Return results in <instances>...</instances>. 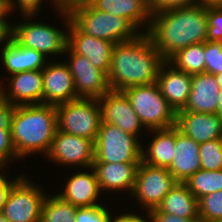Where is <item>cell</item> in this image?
<instances>
[{
    "label": "cell",
    "instance_id": "cell-8",
    "mask_svg": "<svg viewBox=\"0 0 222 222\" xmlns=\"http://www.w3.org/2000/svg\"><path fill=\"white\" fill-rule=\"evenodd\" d=\"M45 193L25 175L13 184L0 210L8 222H40Z\"/></svg>",
    "mask_w": 222,
    "mask_h": 222
},
{
    "label": "cell",
    "instance_id": "cell-28",
    "mask_svg": "<svg viewBox=\"0 0 222 222\" xmlns=\"http://www.w3.org/2000/svg\"><path fill=\"white\" fill-rule=\"evenodd\" d=\"M197 200L201 197L222 190V169H200L184 182Z\"/></svg>",
    "mask_w": 222,
    "mask_h": 222
},
{
    "label": "cell",
    "instance_id": "cell-4",
    "mask_svg": "<svg viewBox=\"0 0 222 222\" xmlns=\"http://www.w3.org/2000/svg\"><path fill=\"white\" fill-rule=\"evenodd\" d=\"M71 21L84 33L114 44L135 39L141 33L124 17L95 9L87 0L66 6Z\"/></svg>",
    "mask_w": 222,
    "mask_h": 222
},
{
    "label": "cell",
    "instance_id": "cell-25",
    "mask_svg": "<svg viewBox=\"0 0 222 222\" xmlns=\"http://www.w3.org/2000/svg\"><path fill=\"white\" fill-rule=\"evenodd\" d=\"M155 136L147 151L142 147V162L161 168H169L175 153V126L166 129H152Z\"/></svg>",
    "mask_w": 222,
    "mask_h": 222
},
{
    "label": "cell",
    "instance_id": "cell-19",
    "mask_svg": "<svg viewBox=\"0 0 222 222\" xmlns=\"http://www.w3.org/2000/svg\"><path fill=\"white\" fill-rule=\"evenodd\" d=\"M191 92L181 111L216 114L221 88L215 75L199 73L191 77Z\"/></svg>",
    "mask_w": 222,
    "mask_h": 222
},
{
    "label": "cell",
    "instance_id": "cell-36",
    "mask_svg": "<svg viewBox=\"0 0 222 222\" xmlns=\"http://www.w3.org/2000/svg\"><path fill=\"white\" fill-rule=\"evenodd\" d=\"M197 0H148V9L151 15L161 11L193 6Z\"/></svg>",
    "mask_w": 222,
    "mask_h": 222
},
{
    "label": "cell",
    "instance_id": "cell-38",
    "mask_svg": "<svg viewBox=\"0 0 222 222\" xmlns=\"http://www.w3.org/2000/svg\"><path fill=\"white\" fill-rule=\"evenodd\" d=\"M146 215L149 222H201L200 217L181 218L165 212H148Z\"/></svg>",
    "mask_w": 222,
    "mask_h": 222
},
{
    "label": "cell",
    "instance_id": "cell-27",
    "mask_svg": "<svg viewBox=\"0 0 222 222\" xmlns=\"http://www.w3.org/2000/svg\"><path fill=\"white\" fill-rule=\"evenodd\" d=\"M168 62L189 75L205 73L204 42L179 50Z\"/></svg>",
    "mask_w": 222,
    "mask_h": 222
},
{
    "label": "cell",
    "instance_id": "cell-46",
    "mask_svg": "<svg viewBox=\"0 0 222 222\" xmlns=\"http://www.w3.org/2000/svg\"><path fill=\"white\" fill-rule=\"evenodd\" d=\"M79 0H58V2L63 6L66 7L68 4L72 3V2H76Z\"/></svg>",
    "mask_w": 222,
    "mask_h": 222
},
{
    "label": "cell",
    "instance_id": "cell-10",
    "mask_svg": "<svg viewBox=\"0 0 222 222\" xmlns=\"http://www.w3.org/2000/svg\"><path fill=\"white\" fill-rule=\"evenodd\" d=\"M12 37L26 48L34 49L44 56L64 54L67 46V31L64 33L50 24L24 22L12 25Z\"/></svg>",
    "mask_w": 222,
    "mask_h": 222
},
{
    "label": "cell",
    "instance_id": "cell-18",
    "mask_svg": "<svg viewBox=\"0 0 222 222\" xmlns=\"http://www.w3.org/2000/svg\"><path fill=\"white\" fill-rule=\"evenodd\" d=\"M175 126L198 144L222 138V118L217 114L179 111Z\"/></svg>",
    "mask_w": 222,
    "mask_h": 222
},
{
    "label": "cell",
    "instance_id": "cell-26",
    "mask_svg": "<svg viewBox=\"0 0 222 222\" xmlns=\"http://www.w3.org/2000/svg\"><path fill=\"white\" fill-rule=\"evenodd\" d=\"M149 212H165L181 218L199 217L198 200L185 183L179 182L164 196L160 205Z\"/></svg>",
    "mask_w": 222,
    "mask_h": 222
},
{
    "label": "cell",
    "instance_id": "cell-13",
    "mask_svg": "<svg viewBox=\"0 0 222 222\" xmlns=\"http://www.w3.org/2000/svg\"><path fill=\"white\" fill-rule=\"evenodd\" d=\"M47 158L61 165L90 168L94 162V141L56 130Z\"/></svg>",
    "mask_w": 222,
    "mask_h": 222
},
{
    "label": "cell",
    "instance_id": "cell-33",
    "mask_svg": "<svg viewBox=\"0 0 222 222\" xmlns=\"http://www.w3.org/2000/svg\"><path fill=\"white\" fill-rule=\"evenodd\" d=\"M103 205L91 207H78L76 212V222H111V215Z\"/></svg>",
    "mask_w": 222,
    "mask_h": 222
},
{
    "label": "cell",
    "instance_id": "cell-21",
    "mask_svg": "<svg viewBox=\"0 0 222 222\" xmlns=\"http://www.w3.org/2000/svg\"><path fill=\"white\" fill-rule=\"evenodd\" d=\"M200 169L199 144L175 126V153L169 172L184 183Z\"/></svg>",
    "mask_w": 222,
    "mask_h": 222
},
{
    "label": "cell",
    "instance_id": "cell-9",
    "mask_svg": "<svg viewBox=\"0 0 222 222\" xmlns=\"http://www.w3.org/2000/svg\"><path fill=\"white\" fill-rule=\"evenodd\" d=\"M179 181L173 177L167 168L154 167L140 162L132 194L145 211L156 209L164 196L172 190Z\"/></svg>",
    "mask_w": 222,
    "mask_h": 222
},
{
    "label": "cell",
    "instance_id": "cell-12",
    "mask_svg": "<svg viewBox=\"0 0 222 222\" xmlns=\"http://www.w3.org/2000/svg\"><path fill=\"white\" fill-rule=\"evenodd\" d=\"M65 53H69V63L66 64L73 76L77 98L98 100L111 90L105 72L94 67L86 57L74 53L68 46Z\"/></svg>",
    "mask_w": 222,
    "mask_h": 222
},
{
    "label": "cell",
    "instance_id": "cell-30",
    "mask_svg": "<svg viewBox=\"0 0 222 222\" xmlns=\"http://www.w3.org/2000/svg\"><path fill=\"white\" fill-rule=\"evenodd\" d=\"M201 169H222V138L199 144Z\"/></svg>",
    "mask_w": 222,
    "mask_h": 222
},
{
    "label": "cell",
    "instance_id": "cell-20",
    "mask_svg": "<svg viewBox=\"0 0 222 222\" xmlns=\"http://www.w3.org/2000/svg\"><path fill=\"white\" fill-rule=\"evenodd\" d=\"M140 162L108 163L93 162L101 191H123L132 193Z\"/></svg>",
    "mask_w": 222,
    "mask_h": 222
},
{
    "label": "cell",
    "instance_id": "cell-23",
    "mask_svg": "<svg viewBox=\"0 0 222 222\" xmlns=\"http://www.w3.org/2000/svg\"><path fill=\"white\" fill-rule=\"evenodd\" d=\"M95 9L126 18L138 31H148L151 13L148 0H87ZM147 23V24H146ZM144 25V26H143ZM140 27V28H139Z\"/></svg>",
    "mask_w": 222,
    "mask_h": 222
},
{
    "label": "cell",
    "instance_id": "cell-24",
    "mask_svg": "<svg viewBox=\"0 0 222 222\" xmlns=\"http://www.w3.org/2000/svg\"><path fill=\"white\" fill-rule=\"evenodd\" d=\"M1 53L2 63L11 75L24 71L42 70L47 64L42 53L21 46L13 37L4 43Z\"/></svg>",
    "mask_w": 222,
    "mask_h": 222
},
{
    "label": "cell",
    "instance_id": "cell-16",
    "mask_svg": "<svg viewBox=\"0 0 222 222\" xmlns=\"http://www.w3.org/2000/svg\"><path fill=\"white\" fill-rule=\"evenodd\" d=\"M9 79V89L2 87L1 82L3 100L15 106L43 103L42 70L24 71L11 75Z\"/></svg>",
    "mask_w": 222,
    "mask_h": 222
},
{
    "label": "cell",
    "instance_id": "cell-5",
    "mask_svg": "<svg viewBox=\"0 0 222 222\" xmlns=\"http://www.w3.org/2000/svg\"><path fill=\"white\" fill-rule=\"evenodd\" d=\"M123 92L148 131L166 129L176 125V113L162 96L156 82L129 87Z\"/></svg>",
    "mask_w": 222,
    "mask_h": 222
},
{
    "label": "cell",
    "instance_id": "cell-34",
    "mask_svg": "<svg viewBox=\"0 0 222 222\" xmlns=\"http://www.w3.org/2000/svg\"><path fill=\"white\" fill-rule=\"evenodd\" d=\"M207 41L222 42V6L208 7Z\"/></svg>",
    "mask_w": 222,
    "mask_h": 222
},
{
    "label": "cell",
    "instance_id": "cell-11",
    "mask_svg": "<svg viewBox=\"0 0 222 222\" xmlns=\"http://www.w3.org/2000/svg\"><path fill=\"white\" fill-rule=\"evenodd\" d=\"M67 25V46L74 52L86 57L91 64L108 75L115 44L82 32L70 19L66 7L58 10Z\"/></svg>",
    "mask_w": 222,
    "mask_h": 222
},
{
    "label": "cell",
    "instance_id": "cell-31",
    "mask_svg": "<svg viewBox=\"0 0 222 222\" xmlns=\"http://www.w3.org/2000/svg\"><path fill=\"white\" fill-rule=\"evenodd\" d=\"M198 214L201 220H222V190L201 197Z\"/></svg>",
    "mask_w": 222,
    "mask_h": 222
},
{
    "label": "cell",
    "instance_id": "cell-50",
    "mask_svg": "<svg viewBox=\"0 0 222 222\" xmlns=\"http://www.w3.org/2000/svg\"><path fill=\"white\" fill-rule=\"evenodd\" d=\"M1 83V80H0ZM2 99V93H1V84H0V100Z\"/></svg>",
    "mask_w": 222,
    "mask_h": 222
},
{
    "label": "cell",
    "instance_id": "cell-2",
    "mask_svg": "<svg viewBox=\"0 0 222 222\" xmlns=\"http://www.w3.org/2000/svg\"><path fill=\"white\" fill-rule=\"evenodd\" d=\"M164 62L148 34L141 32L133 40L115 44L107 75L109 86L111 90L124 91L155 83Z\"/></svg>",
    "mask_w": 222,
    "mask_h": 222
},
{
    "label": "cell",
    "instance_id": "cell-3",
    "mask_svg": "<svg viewBox=\"0 0 222 222\" xmlns=\"http://www.w3.org/2000/svg\"><path fill=\"white\" fill-rule=\"evenodd\" d=\"M57 130L56 106H16L11 123V141L18 158L31 153L47 155Z\"/></svg>",
    "mask_w": 222,
    "mask_h": 222
},
{
    "label": "cell",
    "instance_id": "cell-49",
    "mask_svg": "<svg viewBox=\"0 0 222 222\" xmlns=\"http://www.w3.org/2000/svg\"><path fill=\"white\" fill-rule=\"evenodd\" d=\"M201 222H222V220H201Z\"/></svg>",
    "mask_w": 222,
    "mask_h": 222
},
{
    "label": "cell",
    "instance_id": "cell-17",
    "mask_svg": "<svg viewBox=\"0 0 222 222\" xmlns=\"http://www.w3.org/2000/svg\"><path fill=\"white\" fill-rule=\"evenodd\" d=\"M191 77L192 75L177 70L168 61H165L159 69L156 83L175 113L183 110L187 104L192 88Z\"/></svg>",
    "mask_w": 222,
    "mask_h": 222
},
{
    "label": "cell",
    "instance_id": "cell-40",
    "mask_svg": "<svg viewBox=\"0 0 222 222\" xmlns=\"http://www.w3.org/2000/svg\"><path fill=\"white\" fill-rule=\"evenodd\" d=\"M3 169H0L2 171ZM21 176H17L13 181H10L7 178L0 173V210L2 209V206L4 205L7 195L9 193V190L13 186V184L20 178Z\"/></svg>",
    "mask_w": 222,
    "mask_h": 222
},
{
    "label": "cell",
    "instance_id": "cell-37",
    "mask_svg": "<svg viewBox=\"0 0 222 222\" xmlns=\"http://www.w3.org/2000/svg\"><path fill=\"white\" fill-rule=\"evenodd\" d=\"M17 158L14 150L10 130L0 128V169L5 168L11 159Z\"/></svg>",
    "mask_w": 222,
    "mask_h": 222
},
{
    "label": "cell",
    "instance_id": "cell-43",
    "mask_svg": "<svg viewBox=\"0 0 222 222\" xmlns=\"http://www.w3.org/2000/svg\"><path fill=\"white\" fill-rule=\"evenodd\" d=\"M10 12L11 10L9 0H0V20H6L5 18L7 15L9 16L8 13Z\"/></svg>",
    "mask_w": 222,
    "mask_h": 222
},
{
    "label": "cell",
    "instance_id": "cell-42",
    "mask_svg": "<svg viewBox=\"0 0 222 222\" xmlns=\"http://www.w3.org/2000/svg\"><path fill=\"white\" fill-rule=\"evenodd\" d=\"M11 37H12V24L9 23L7 20H0V44L3 43L4 41L8 42L11 39Z\"/></svg>",
    "mask_w": 222,
    "mask_h": 222
},
{
    "label": "cell",
    "instance_id": "cell-41",
    "mask_svg": "<svg viewBox=\"0 0 222 222\" xmlns=\"http://www.w3.org/2000/svg\"><path fill=\"white\" fill-rule=\"evenodd\" d=\"M149 222L145 219L144 216H138L136 213H125L111 219V222Z\"/></svg>",
    "mask_w": 222,
    "mask_h": 222
},
{
    "label": "cell",
    "instance_id": "cell-44",
    "mask_svg": "<svg viewBox=\"0 0 222 222\" xmlns=\"http://www.w3.org/2000/svg\"><path fill=\"white\" fill-rule=\"evenodd\" d=\"M197 5L203 7H219L222 6V0H197Z\"/></svg>",
    "mask_w": 222,
    "mask_h": 222
},
{
    "label": "cell",
    "instance_id": "cell-29",
    "mask_svg": "<svg viewBox=\"0 0 222 222\" xmlns=\"http://www.w3.org/2000/svg\"><path fill=\"white\" fill-rule=\"evenodd\" d=\"M77 208L59 195L47 196L42 205L40 222H76Z\"/></svg>",
    "mask_w": 222,
    "mask_h": 222
},
{
    "label": "cell",
    "instance_id": "cell-48",
    "mask_svg": "<svg viewBox=\"0 0 222 222\" xmlns=\"http://www.w3.org/2000/svg\"><path fill=\"white\" fill-rule=\"evenodd\" d=\"M0 222H8L4 214L0 211Z\"/></svg>",
    "mask_w": 222,
    "mask_h": 222
},
{
    "label": "cell",
    "instance_id": "cell-39",
    "mask_svg": "<svg viewBox=\"0 0 222 222\" xmlns=\"http://www.w3.org/2000/svg\"><path fill=\"white\" fill-rule=\"evenodd\" d=\"M16 106L3 99L0 100V128L10 130Z\"/></svg>",
    "mask_w": 222,
    "mask_h": 222
},
{
    "label": "cell",
    "instance_id": "cell-35",
    "mask_svg": "<svg viewBox=\"0 0 222 222\" xmlns=\"http://www.w3.org/2000/svg\"><path fill=\"white\" fill-rule=\"evenodd\" d=\"M51 1L57 11L63 8L58 0ZM9 3L11 13L12 10L14 11V7L19 6L18 9L20 8L19 11L21 10L22 17L26 18V20L29 21L30 18H34V15H37L38 11H40L39 9L41 7V4H43V0H9Z\"/></svg>",
    "mask_w": 222,
    "mask_h": 222
},
{
    "label": "cell",
    "instance_id": "cell-14",
    "mask_svg": "<svg viewBox=\"0 0 222 222\" xmlns=\"http://www.w3.org/2000/svg\"><path fill=\"white\" fill-rule=\"evenodd\" d=\"M98 102L101 109V122L113 124L139 138L141 127H145L123 91L110 90L101 96Z\"/></svg>",
    "mask_w": 222,
    "mask_h": 222
},
{
    "label": "cell",
    "instance_id": "cell-15",
    "mask_svg": "<svg viewBox=\"0 0 222 222\" xmlns=\"http://www.w3.org/2000/svg\"><path fill=\"white\" fill-rule=\"evenodd\" d=\"M43 104L59 105L77 98L73 76L66 62L47 63L42 69Z\"/></svg>",
    "mask_w": 222,
    "mask_h": 222
},
{
    "label": "cell",
    "instance_id": "cell-1",
    "mask_svg": "<svg viewBox=\"0 0 222 222\" xmlns=\"http://www.w3.org/2000/svg\"><path fill=\"white\" fill-rule=\"evenodd\" d=\"M207 30V8L196 4L153 14L146 33L168 61L179 50L207 41Z\"/></svg>",
    "mask_w": 222,
    "mask_h": 222
},
{
    "label": "cell",
    "instance_id": "cell-32",
    "mask_svg": "<svg viewBox=\"0 0 222 222\" xmlns=\"http://www.w3.org/2000/svg\"><path fill=\"white\" fill-rule=\"evenodd\" d=\"M205 73H222V42H204Z\"/></svg>",
    "mask_w": 222,
    "mask_h": 222
},
{
    "label": "cell",
    "instance_id": "cell-22",
    "mask_svg": "<svg viewBox=\"0 0 222 222\" xmlns=\"http://www.w3.org/2000/svg\"><path fill=\"white\" fill-rule=\"evenodd\" d=\"M89 172L76 173L69 178L65 185V189L59 195L65 201L77 207H91L100 205L97 202L101 192L99 181L93 167Z\"/></svg>",
    "mask_w": 222,
    "mask_h": 222
},
{
    "label": "cell",
    "instance_id": "cell-7",
    "mask_svg": "<svg viewBox=\"0 0 222 222\" xmlns=\"http://www.w3.org/2000/svg\"><path fill=\"white\" fill-rule=\"evenodd\" d=\"M142 145L136 136L113 124L101 122L94 142V162L126 163L142 161Z\"/></svg>",
    "mask_w": 222,
    "mask_h": 222
},
{
    "label": "cell",
    "instance_id": "cell-6",
    "mask_svg": "<svg viewBox=\"0 0 222 222\" xmlns=\"http://www.w3.org/2000/svg\"><path fill=\"white\" fill-rule=\"evenodd\" d=\"M57 130L96 141L101 109L97 99L78 98L56 105Z\"/></svg>",
    "mask_w": 222,
    "mask_h": 222
},
{
    "label": "cell",
    "instance_id": "cell-45",
    "mask_svg": "<svg viewBox=\"0 0 222 222\" xmlns=\"http://www.w3.org/2000/svg\"><path fill=\"white\" fill-rule=\"evenodd\" d=\"M216 114L222 118V91H220V101L218 102Z\"/></svg>",
    "mask_w": 222,
    "mask_h": 222
},
{
    "label": "cell",
    "instance_id": "cell-47",
    "mask_svg": "<svg viewBox=\"0 0 222 222\" xmlns=\"http://www.w3.org/2000/svg\"><path fill=\"white\" fill-rule=\"evenodd\" d=\"M215 77H216L219 87L221 88V91H222V73L216 74Z\"/></svg>",
    "mask_w": 222,
    "mask_h": 222
}]
</instances>
